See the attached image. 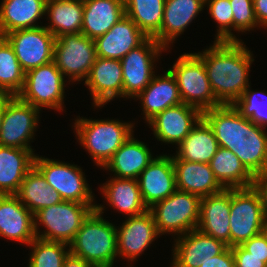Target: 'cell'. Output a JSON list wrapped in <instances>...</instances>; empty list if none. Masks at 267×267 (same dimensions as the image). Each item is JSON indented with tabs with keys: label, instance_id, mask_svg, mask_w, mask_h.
<instances>
[{
	"label": "cell",
	"instance_id": "obj_13",
	"mask_svg": "<svg viewBox=\"0 0 267 267\" xmlns=\"http://www.w3.org/2000/svg\"><path fill=\"white\" fill-rule=\"evenodd\" d=\"M40 110L22 101L18 96L7 95L0 128V145L34 150L30 146L38 126Z\"/></svg>",
	"mask_w": 267,
	"mask_h": 267
},
{
	"label": "cell",
	"instance_id": "obj_27",
	"mask_svg": "<svg viewBox=\"0 0 267 267\" xmlns=\"http://www.w3.org/2000/svg\"><path fill=\"white\" fill-rule=\"evenodd\" d=\"M33 150L0 145V195H16L34 166Z\"/></svg>",
	"mask_w": 267,
	"mask_h": 267
},
{
	"label": "cell",
	"instance_id": "obj_20",
	"mask_svg": "<svg viewBox=\"0 0 267 267\" xmlns=\"http://www.w3.org/2000/svg\"><path fill=\"white\" fill-rule=\"evenodd\" d=\"M231 188L202 197L197 229L230 247Z\"/></svg>",
	"mask_w": 267,
	"mask_h": 267
},
{
	"label": "cell",
	"instance_id": "obj_36",
	"mask_svg": "<svg viewBox=\"0 0 267 267\" xmlns=\"http://www.w3.org/2000/svg\"><path fill=\"white\" fill-rule=\"evenodd\" d=\"M25 72L12 46L0 36V94L17 96L24 86Z\"/></svg>",
	"mask_w": 267,
	"mask_h": 267
},
{
	"label": "cell",
	"instance_id": "obj_4",
	"mask_svg": "<svg viewBox=\"0 0 267 267\" xmlns=\"http://www.w3.org/2000/svg\"><path fill=\"white\" fill-rule=\"evenodd\" d=\"M133 124L115 119L93 120L79 116L73 127L81 146L90 153L94 163L103 168L133 135Z\"/></svg>",
	"mask_w": 267,
	"mask_h": 267
},
{
	"label": "cell",
	"instance_id": "obj_24",
	"mask_svg": "<svg viewBox=\"0 0 267 267\" xmlns=\"http://www.w3.org/2000/svg\"><path fill=\"white\" fill-rule=\"evenodd\" d=\"M176 189L206 197L222 192L225 188L215 178L207 163L173 160Z\"/></svg>",
	"mask_w": 267,
	"mask_h": 267
},
{
	"label": "cell",
	"instance_id": "obj_22",
	"mask_svg": "<svg viewBox=\"0 0 267 267\" xmlns=\"http://www.w3.org/2000/svg\"><path fill=\"white\" fill-rule=\"evenodd\" d=\"M0 236L27 245L36 238L34 215L16 195H0Z\"/></svg>",
	"mask_w": 267,
	"mask_h": 267
},
{
	"label": "cell",
	"instance_id": "obj_45",
	"mask_svg": "<svg viewBox=\"0 0 267 267\" xmlns=\"http://www.w3.org/2000/svg\"><path fill=\"white\" fill-rule=\"evenodd\" d=\"M253 7L258 26L267 27V0H253Z\"/></svg>",
	"mask_w": 267,
	"mask_h": 267
},
{
	"label": "cell",
	"instance_id": "obj_17",
	"mask_svg": "<svg viewBox=\"0 0 267 267\" xmlns=\"http://www.w3.org/2000/svg\"><path fill=\"white\" fill-rule=\"evenodd\" d=\"M137 180L148 209L172 195L177 190L172 156L163 154L155 157Z\"/></svg>",
	"mask_w": 267,
	"mask_h": 267
},
{
	"label": "cell",
	"instance_id": "obj_26",
	"mask_svg": "<svg viewBox=\"0 0 267 267\" xmlns=\"http://www.w3.org/2000/svg\"><path fill=\"white\" fill-rule=\"evenodd\" d=\"M83 3L81 33L92 40L108 32L125 16L124 0H83Z\"/></svg>",
	"mask_w": 267,
	"mask_h": 267
},
{
	"label": "cell",
	"instance_id": "obj_7",
	"mask_svg": "<svg viewBox=\"0 0 267 267\" xmlns=\"http://www.w3.org/2000/svg\"><path fill=\"white\" fill-rule=\"evenodd\" d=\"M201 198L192 193L176 190L172 195L149 208L160 235L176 237L197 229L200 218Z\"/></svg>",
	"mask_w": 267,
	"mask_h": 267
},
{
	"label": "cell",
	"instance_id": "obj_8",
	"mask_svg": "<svg viewBox=\"0 0 267 267\" xmlns=\"http://www.w3.org/2000/svg\"><path fill=\"white\" fill-rule=\"evenodd\" d=\"M267 215L253 187L231 188L230 248L261 233Z\"/></svg>",
	"mask_w": 267,
	"mask_h": 267
},
{
	"label": "cell",
	"instance_id": "obj_9",
	"mask_svg": "<svg viewBox=\"0 0 267 267\" xmlns=\"http://www.w3.org/2000/svg\"><path fill=\"white\" fill-rule=\"evenodd\" d=\"M65 82L52 61L25 73L23 89L17 96L40 111L42 107L63 111Z\"/></svg>",
	"mask_w": 267,
	"mask_h": 267
},
{
	"label": "cell",
	"instance_id": "obj_28",
	"mask_svg": "<svg viewBox=\"0 0 267 267\" xmlns=\"http://www.w3.org/2000/svg\"><path fill=\"white\" fill-rule=\"evenodd\" d=\"M148 145L132 135L103 167L114 173V177L138 179L141 172L155 158Z\"/></svg>",
	"mask_w": 267,
	"mask_h": 267
},
{
	"label": "cell",
	"instance_id": "obj_10",
	"mask_svg": "<svg viewBox=\"0 0 267 267\" xmlns=\"http://www.w3.org/2000/svg\"><path fill=\"white\" fill-rule=\"evenodd\" d=\"M34 166L64 201L95 204L92 190L79 166L37 155L34 157Z\"/></svg>",
	"mask_w": 267,
	"mask_h": 267
},
{
	"label": "cell",
	"instance_id": "obj_48",
	"mask_svg": "<svg viewBox=\"0 0 267 267\" xmlns=\"http://www.w3.org/2000/svg\"><path fill=\"white\" fill-rule=\"evenodd\" d=\"M262 234L264 235V237L266 238L267 240V217L265 219V222H264V225H263V228H262Z\"/></svg>",
	"mask_w": 267,
	"mask_h": 267
},
{
	"label": "cell",
	"instance_id": "obj_16",
	"mask_svg": "<svg viewBox=\"0 0 267 267\" xmlns=\"http://www.w3.org/2000/svg\"><path fill=\"white\" fill-rule=\"evenodd\" d=\"M201 118L202 112L198 108L181 103L166 108L147 123L152 126L157 140L178 146Z\"/></svg>",
	"mask_w": 267,
	"mask_h": 267
},
{
	"label": "cell",
	"instance_id": "obj_3",
	"mask_svg": "<svg viewBox=\"0 0 267 267\" xmlns=\"http://www.w3.org/2000/svg\"><path fill=\"white\" fill-rule=\"evenodd\" d=\"M104 207L96 204L69 245L72 255L94 267H113L118 256L116 226L103 219Z\"/></svg>",
	"mask_w": 267,
	"mask_h": 267
},
{
	"label": "cell",
	"instance_id": "obj_30",
	"mask_svg": "<svg viewBox=\"0 0 267 267\" xmlns=\"http://www.w3.org/2000/svg\"><path fill=\"white\" fill-rule=\"evenodd\" d=\"M100 190L107 203L128 217L149 210L144 204L137 179L112 178L103 183Z\"/></svg>",
	"mask_w": 267,
	"mask_h": 267
},
{
	"label": "cell",
	"instance_id": "obj_11",
	"mask_svg": "<svg viewBox=\"0 0 267 267\" xmlns=\"http://www.w3.org/2000/svg\"><path fill=\"white\" fill-rule=\"evenodd\" d=\"M96 59L94 40L83 33L63 34L54 45L53 62L69 83L84 81Z\"/></svg>",
	"mask_w": 267,
	"mask_h": 267
},
{
	"label": "cell",
	"instance_id": "obj_5",
	"mask_svg": "<svg viewBox=\"0 0 267 267\" xmlns=\"http://www.w3.org/2000/svg\"><path fill=\"white\" fill-rule=\"evenodd\" d=\"M95 207L96 204L63 200L58 204L40 209L34 214L36 238L70 245L82 223ZM41 224L46 230L40 233L38 229Z\"/></svg>",
	"mask_w": 267,
	"mask_h": 267
},
{
	"label": "cell",
	"instance_id": "obj_18",
	"mask_svg": "<svg viewBox=\"0 0 267 267\" xmlns=\"http://www.w3.org/2000/svg\"><path fill=\"white\" fill-rule=\"evenodd\" d=\"M84 84L88 87L94 107H103L114 98H123L121 60L96 57Z\"/></svg>",
	"mask_w": 267,
	"mask_h": 267
},
{
	"label": "cell",
	"instance_id": "obj_46",
	"mask_svg": "<svg viewBox=\"0 0 267 267\" xmlns=\"http://www.w3.org/2000/svg\"><path fill=\"white\" fill-rule=\"evenodd\" d=\"M62 267H94L90 263L84 261L82 258L76 257L71 253L64 259Z\"/></svg>",
	"mask_w": 267,
	"mask_h": 267
},
{
	"label": "cell",
	"instance_id": "obj_41",
	"mask_svg": "<svg viewBox=\"0 0 267 267\" xmlns=\"http://www.w3.org/2000/svg\"><path fill=\"white\" fill-rule=\"evenodd\" d=\"M235 267H267L265 258H257L246 251L241 245L231 247Z\"/></svg>",
	"mask_w": 267,
	"mask_h": 267
},
{
	"label": "cell",
	"instance_id": "obj_2",
	"mask_svg": "<svg viewBox=\"0 0 267 267\" xmlns=\"http://www.w3.org/2000/svg\"><path fill=\"white\" fill-rule=\"evenodd\" d=\"M204 63L211 89L223 105H233L250 86L252 52L241 41H214L204 51L195 53Z\"/></svg>",
	"mask_w": 267,
	"mask_h": 267
},
{
	"label": "cell",
	"instance_id": "obj_42",
	"mask_svg": "<svg viewBox=\"0 0 267 267\" xmlns=\"http://www.w3.org/2000/svg\"><path fill=\"white\" fill-rule=\"evenodd\" d=\"M246 251L257 258H265L267 264V240L261 233L251 237L241 245Z\"/></svg>",
	"mask_w": 267,
	"mask_h": 267
},
{
	"label": "cell",
	"instance_id": "obj_34",
	"mask_svg": "<svg viewBox=\"0 0 267 267\" xmlns=\"http://www.w3.org/2000/svg\"><path fill=\"white\" fill-rule=\"evenodd\" d=\"M209 165L215 178L225 189L253 186L254 176L229 149L218 147Z\"/></svg>",
	"mask_w": 267,
	"mask_h": 267
},
{
	"label": "cell",
	"instance_id": "obj_29",
	"mask_svg": "<svg viewBox=\"0 0 267 267\" xmlns=\"http://www.w3.org/2000/svg\"><path fill=\"white\" fill-rule=\"evenodd\" d=\"M0 6V36L19 29L35 28L45 15L47 0H2Z\"/></svg>",
	"mask_w": 267,
	"mask_h": 267
},
{
	"label": "cell",
	"instance_id": "obj_35",
	"mask_svg": "<svg viewBox=\"0 0 267 267\" xmlns=\"http://www.w3.org/2000/svg\"><path fill=\"white\" fill-rule=\"evenodd\" d=\"M127 15L147 36L154 37L161 29L165 0H124Z\"/></svg>",
	"mask_w": 267,
	"mask_h": 267
},
{
	"label": "cell",
	"instance_id": "obj_19",
	"mask_svg": "<svg viewBox=\"0 0 267 267\" xmlns=\"http://www.w3.org/2000/svg\"><path fill=\"white\" fill-rule=\"evenodd\" d=\"M178 238V239H177ZM175 239L170 267H200L209 258L221 254L228 246L198 229Z\"/></svg>",
	"mask_w": 267,
	"mask_h": 267
},
{
	"label": "cell",
	"instance_id": "obj_39",
	"mask_svg": "<svg viewBox=\"0 0 267 267\" xmlns=\"http://www.w3.org/2000/svg\"><path fill=\"white\" fill-rule=\"evenodd\" d=\"M210 16L217 22L215 41H240L233 32V12L229 0H205Z\"/></svg>",
	"mask_w": 267,
	"mask_h": 267
},
{
	"label": "cell",
	"instance_id": "obj_1",
	"mask_svg": "<svg viewBox=\"0 0 267 267\" xmlns=\"http://www.w3.org/2000/svg\"><path fill=\"white\" fill-rule=\"evenodd\" d=\"M219 147L232 151L253 175L267 169L266 129L244 118L233 105L223 104L202 112Z\"/></svg>",
	"mask_w": 267,
	"mask_h": 267
},
{
	"label": "cell",
	"instance_id": "obj_6",
	"mask_svg": "<svg viewBox=\"0 0 267 267\" xmlns=\"http://www.w3.org/2000/svg\"><path fill=\"white\" fill-rule=\"evenodd\" d=\"M168 70L175 77L183 103L201 112L222 105L211 89L203 61L195 53L181 54Z\"/></svg>",
	"mask_w": 267,
	"mask_h": 267
},
{
	"label": "cell",
	"instance_id": "obj_23",
	"mask_svg": "<svg viewBox=\"0 0 267 267\" xmlns=\"http://www.w3.org/2000/svg\"><path fill=\"white\" fill-rule=\"evenodd\" d=\"M204 6L205 0H165L161 29L153 38L166 49L170 48L169 43L185 31Z\"/></svg>",
	"mask_w": 267,
	"mask_h": 267
},
{
	"label": "cell",
	"instance_id": "obj_44",
	"mask_svg": "<svg viewBox=\"0 0 267 267\" xmlns=\"http://www.w3.org/2000/svg\"><path fill=\"white\" fill-rule=\"evenodd\" d=\"M253 187L260 194L262 206L267 215V169L254 176Z\"/></svg>",
	"mask_w": 267,
	"mask_h": 267
},
{
	"label": "cell",
	"instance_id": "obj_38",
	"mask_svg": "<svg viewBox=\"0 0 267 267\" xmlns=\"http://www.w3.org/2000/svg\"><path fill=\"white\" fill-rule=\"evenodd\" d=\"M250 86L242 96L233 104L238 112L246 119L263 129L267 128V93L264 91H251Z\"/></svg>",
	"mask_w": 267,
	"mask_h": 267
},
{
	"label": "cell",
	"instance_id": "obj_43",
	"mask_svg": "<svg viewBox=\"0 0 267 267\" xmlns=\"http://www.w3.org/2000/svg\"><path fill=\"white\" fill-rule=\"evenodd\" d=\"M200 267H235L232 249L227 247L221 254L203 262Z\"/></svg>",
	"mask_w": 267,
	"mask_h": 267
},
{
	"label": "cell",
	"instance_id": "obj_15",
	"mask_svg": "<svg viewBox=\"0 0 267 267\" xmlns=\"http://www.w3.org/2000/svg\"><path fill=\"white\" fill-rule=\"evenodd\" d=\"M116 231L118 256L121 255L122 259H128L129 262H134L159 237L150 210L126 218L122 226L116 227Z\"/></svg>",
	"mask_w": 267,
	"mask_h": 267
},
{
	"label": "cell",
	"instance_id": "obj_47",
	"mask_svg": "<svg viewBox=\"0 0 267 267\" xmlns=\"http://www.w3.org/2000/svg\"><path fill=\"white\" fill-rule=\"evenodd\" d=\"M7 104V94H0V128L3 121L5 106Z\"/></svg>",
	"mask_w": 267,
	"mask_h": 267
},
{
	"label": "cell",
	"instance_id": "obj_25",
	"mask_svg": "<svg viewBox=\"0 0 267 267\" xmlns=\"http://www.w3.org/2000/svg\"><path fill=\"white\" fill-rule=\"evenodd\" d=\"M135 98L140 99L147 122L166 108L183 103L178 84L169 70L162 76L154 75L149 85Z\"/></svg>",
	"mask_w": 267,
	"mask_h": 267
},
{
	"label": "cell",
	"instance_id": "obj_12",
	"mask_svg": "<svg viewBox=\"0 0 267 267\" xmlns=\"http://www.w3.org/2000/svg\"><path fill=\"white\" fill-rule=\"evenodd\" d=\"M164 50L167 49L153 37H148L121 59L123 98L135 99L149 85L155 75L154 62Z\"/></svg>",
	"mask_w": 267,
	"mask_h": 267
},
{
	"label": "cell",
	"instance_id": "obj_33",
	"mask_svg": "<svg viewBox=\"0 0 267 267\" xmlns=\"http://www.w3.org/2000/svg\"><path fill=\"white\" fill-rule=\"evenodd\" d=\"M16 196L33 215L42 208L63 201L60 194L48 185L45 177L35 166L27 172Z\"/></svg>",
	"mask_w": 267,
	"mask_h": 267
},
{
	"label": "cell",
	"instance_id": "obj_21",
	"mask_svg": "<svg viewBox=\"0 0 267 267\" xmlns=\"http://www.w3.org/2000/svg\"><path fill=\"white\" fill-rule=\"evenodd\" d=\"M147 38L139 27L125 15L108 32L94 40L96 57L121 60Z\"/></svg>",
	"mask_w": 267,
	"mask_h": 267
},
{
	"label": "cell",
	"instance_id": "obj_31",
	"mask_svg": "<svg viewBox=\"0 0 267 267\" xmlns=\"http://www.w3.org/2000/svg\"><path fill=\"white\" fill-rule=\"evenodd\" d=\"M218 147V142L213 130L208 123L201 118L178 145L177 154L172 156V160H185L209 164L210 160L216 154Z\"/></svg>",
	"mask_w": 267,
	"mask_h": 267
},
{
	"label": "cell",
	"instance_id": "obj_37",
	"mask_svg": "<svg viewBox=\"0 0 267 267\" xmlns=\"http://www.w3.org/2000/svg\"><path fill=\"white\" fill-rule=\"evenodd\" d=\"M67 246L69 247L65 243L35 238L29 244L33 251L30 254L28 267H62L64 259L70 253V248L67 249Z\"/></svg>",
	"mask_w": 267,
	"mask_h": 267
},
{
	"label": "cell",
	"instance_id": "obj_40",
	"mask_svg": "<svg viewBox=\"0 0 267 267\" xmlns=\"http://www.w3.org/2000/svg\"><path fill=\"white\" fill-rule=\"evenodd\" d=\"M233 12V31L245 32L259 27L253 0H229Z\"/></svg>",
	"mask_w": 267,
	"mask_h": 267
},
{
	"label": "cell",
	"instance_id": "obj_32",
	"mask_svg": "<svg viewBox=\"0 0 267 267\" xmlns=\"http://www.w3.org/2000/svg\"><path fill=\"white\" fill-rule=\"evenodd\" d=\"M83 0H47L46 12L50 25L44 26L55 38L63 34L81 33Z\"/></svg>",
	"mask_w": 267,
	"mask_h": 267
},
{
	"label": "cell",
	"instance_id": "obj_14",
	"mask_svg": "<svg viewBox=\"0 0 267 267\" xmlns=\"http://www.w3.org/2000/svg\"><path fill=\"white\" fill-rule=\"evenodd\" d=\"M25 73L53 61L56 38L44 26L19 29L3 36Z\"/></svg>",
	"mask_w": 267,
	"mask_h": 267
}]
</instances>
